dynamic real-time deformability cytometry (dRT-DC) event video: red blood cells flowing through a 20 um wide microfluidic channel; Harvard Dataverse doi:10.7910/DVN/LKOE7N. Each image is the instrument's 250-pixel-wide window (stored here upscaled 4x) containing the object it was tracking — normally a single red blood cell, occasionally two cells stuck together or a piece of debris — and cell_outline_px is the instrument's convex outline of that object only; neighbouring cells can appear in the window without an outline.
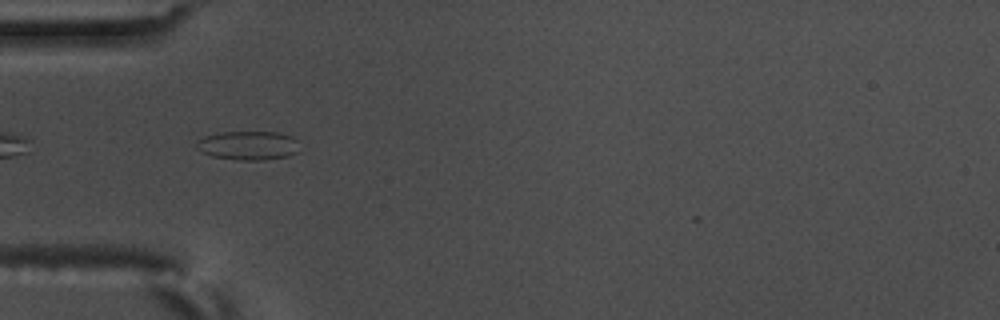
{"species": "common noctule bat (a hibernating species)", "species_latin": "Nyctalus noctula", "temperature_condition": "warm", "stored_images_in_passage": 41, "camera_frame_rate_fps": 3000, "um_per_image_px": 0.085, "animal": {"sex": "male", "body_mass_g": 17.5, "forearm_length_mm": 52.3}, "frame": {"image": 1, "passage_image": 2, "time_ms": 0.333, "image_size_px": [1000, 320], "cell_outline_px": [[300, 152], [288, 156], [264, 160], [240, 160], [212, 156], [200, 152], [196, 148], [196, 140], [204, 136], [220, 132], [276, 132], [292, 136], [296, 140]], "centroid_in_image_um": [21.08, 12.37], "position_along_channel_um": 63.9, "area_um2": 17.57}}
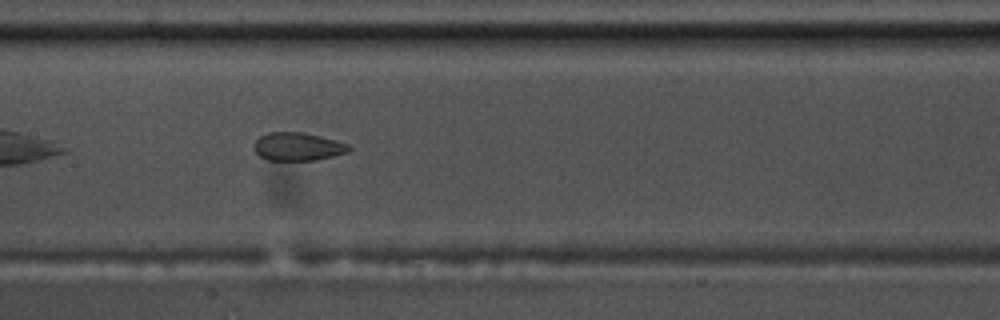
{"frame": {"image": 2, "passage_image": 12, "time_ms": 3.667, "image_size_px": [1000, 320], "cell_outline_px": [[352, 148], [348, 152], [316, 160], [268, 160], [260, 156], [252, 148], [252, 144], [260, 136], [268, 132], [304, 132], [320, 136], [348, 144]], "centroid_in_image_um": [25.28, 12.46], "position_along_channel_um": 182.1, "area_um2": 15.61}}
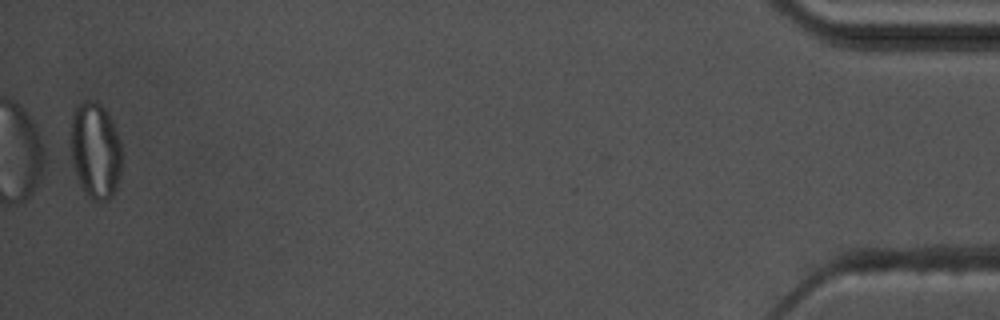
{"frame": {"image": 3, "passage_image": 40, "time_ms": 13.0, "image_size_px": [1000, 320], "cell_outline_px": [[120, 176], [112, 196], [108, 200], [92, 200], [80, 188], [72, 164], [72, 112], [76, 104], [84, 100], [96, 100], [104, 108], [120, 140]], "centroid_in_image_um": [8.08, 12.8], "position_along_channel_um": 427.1, "area_um2": 28.55}, "authors_computed_cell_mechanics": {"area_um2": 16.9354, "velocity_mm_per_s": 3.5922, "shape_relaxation_time_tau1_ms": null, "shape_relaxation_time_tau2_ms": 0.9715, "deformation_change_tau1": null, "deformation_change_tau2": 0.0703}}